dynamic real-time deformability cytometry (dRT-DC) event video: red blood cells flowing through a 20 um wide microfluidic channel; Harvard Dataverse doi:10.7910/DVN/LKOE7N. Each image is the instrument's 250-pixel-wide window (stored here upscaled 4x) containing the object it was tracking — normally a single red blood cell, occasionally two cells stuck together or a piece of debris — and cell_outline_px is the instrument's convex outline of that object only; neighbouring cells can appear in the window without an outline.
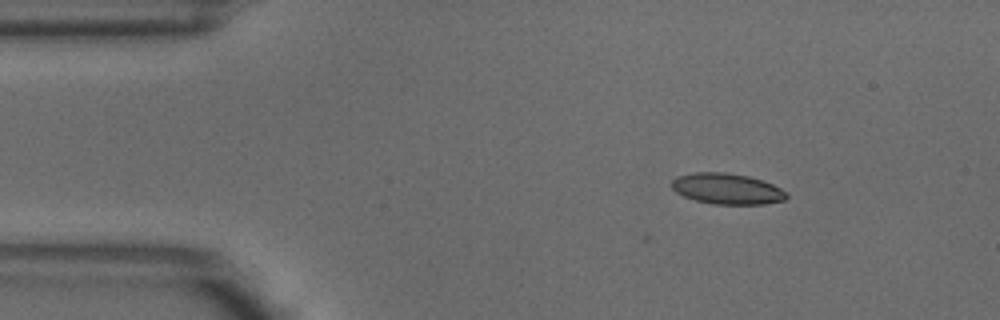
{"species": "common noctule bat (a hibernating species)", "species_latin": "Nyctalus noctula", "temperature_condition": "warm", "stored_images_in_passage": 6, "camera_frame_rate_fps": 3000, "um_per_image_px": 0.085, "animal": {"sex": "male", "body_mass_g": 18.8}, "frame": {"image": 1, "passage_image": 2, "time_ms": 0.333, "image_size_px": [1000, 320], "cell_outline_px": [[788, 196], [784, 200], [764, 204], [716, 204], [696, 200], [684, 196], [676, 192], [672, 188], [672, 180], [676, 176], [692, 172], [728, 172], [748, 176], [772, 184], [788, 192]], "centroid_in_image_um": [61.79, 16.03], "position_along_channel_um": 23.2, "area_um2": 20.63}}
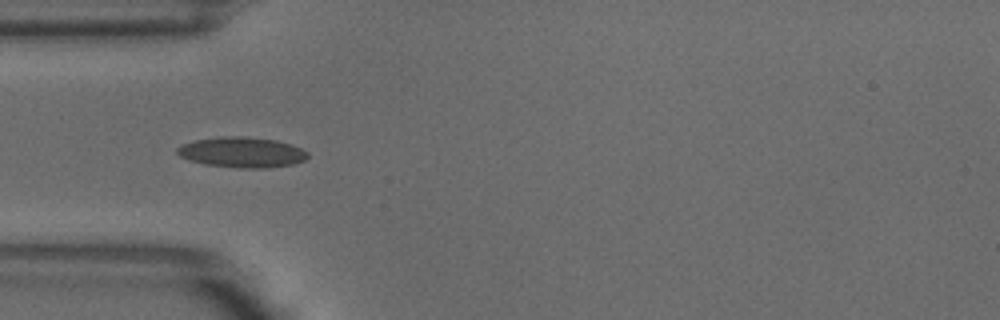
{"frame": {"image": 2, "passage_image": 4, "time_ms": 1.0, "image_size_px": [1000, 320], "cell_outline_px": [[308, 156], [304, 160], [292, 164], [268, 168], [240, 168], [204, 164], [188, 160], [180, 156], [176, 152], [176, 148], [180, 144], [196, 140], [220, 136], [244, 136], [276, 140], [292, 144], [308, 152]], "centroid_in_image_um": [20.54, 12.94], "position_along_channel_um": 64.5, "area_um2": 23.29}}